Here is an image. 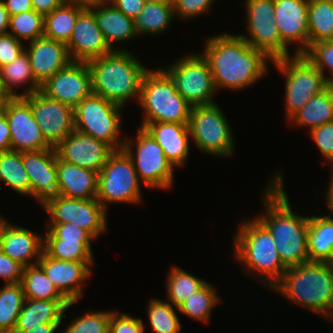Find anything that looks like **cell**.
<instances>
[{
	"mask_svg": "<svg viewBox=\"0 0 333 333\" xmlns=\"http://www.w3.org/2000/svg\"><path fill=\"white\" fill-rule=\"evenodd\" d=\"M141 184L130 156L123 148L114 150L98 173L96 199L107 211L110 203L141 204Z\"/></svg>",
	"mask_w": 333,
	"mask_h": 333,
	"instance_id": "9",
	"label": "cell"
},
{
	"mask_svg": "<svg viewBox=\"0 0 333 333\" xmlns=\"http://www.w3.org/2000/svg\"><path fill=\"white\" fill-rule=\"evenodd\" d=\"M172 3L146 1L140 14L134 18L137 35H159L167 30L174 20Z\"/></svg>",
	"mask_w": 333,
	"mask_h": 333,
	"instance_id": "32",
	"label": "cell"
},
{
	"mask_svg": "<svg viewBox=\"0 0 333 333\" xmlns=\"http://www.w3.org/2000/svg\"><path fill=\"white\" fill-rule=\"evenodd\" d=\"M331 168V177L329 178V183H328V188L327 190L324 192L325 194V201H326V206L329 210L330 215H333V165L330 166Z\"/></svg>",
	"mask_w": 333,
	"mask_h": 333,
	"instance_id": "57",
	"label": "cell"
},
{
	"mask_svg": "<svg viewBox=\"0 0 333 333\" xmlns=\"http://www.w3.org/2000/svg\"><path fill=\"white\" fill-rule=\"evenodd\" d=\"M233 241V256L244 266V271H253L252 276L270 289L282 278L287 267L269 230L256 217L242 221Z\"/></svg>",
	"mask_w": 333,
	"mask_h": 333,
	"instance_id": "5",
	"label": "cell"
},
{
	"mask_svg": "<svg viewBox=\"0 0 333 333\" xmlns=\"http://www.w3.org/2000/svg\"><path fill=\"white\" fill-rule=\"evenodd\" d=\"M147 317L154 333H180L182 324L179 322L174 306L159 298L149 299Z\"/></svg>",
	"mask_w": 333,
	"mask_h": 333,
	"instance_id": "40",
	"label": "cell"
},
{
	"mask_svg": "<svg viewBox=\"0 0 333 333\" xmlns=\"http://www.w3.org/2000/svg\"><path fill=\"white\" fill-rule=\"evenodd\" d=\"M55 151L63 161L99 173L114 150L108 144L74 129L55 147Z\"/></svg>",
	"mask_w": 333,
	"mask_h": 333,
	"instance_id": "19",
	"label": "cell"
},
{
	"mask_svg": "<svg viewBox=\"0 0 333 333\" xmlns=\"http://www.w3.org/2000/svg\"><path fill=\"white\" fill-rule=\"evenodd\" d=\"M272 64L284 75L286 121L302 109L314 95L328 86L325 76L303 54L280 58Z\"/></svg>",
	"mask_w": 333,
	"mask_h": 333,
	"instance_id": "8",
	"label": "cell"
},
{
	"mask_svg": "<svg viewBox=\"0 0 333 333\" xmlns=\"http://www.w3.org/2000/svg\"><path fill=\"white\" fill-rule=\"evenodd\" d=\"M57 194L68 198H97L98 173L57 157Z\"/></svg>",
	"mask_w": 333,
	"mask_h": 333,
	"instance_id": "26",
	"label": "cell"
},
{
	"mask_svg": "<svg viewBox=\"0 0 333 333\" xmlns=\"http://www.w3.org/2000/svg\"><path fill=\"white\" fill-rule=\"evenodd\" d=\"M66 45L71 61L87 62L112 51L90 9H84L78 15L71 38Z\"/></svg>",
	"mask_w": 333,
	"mask_h": 333,
	"instance_id": "22",
	"label": "cell"
},
{
	"mask_svg": "<svg viewBox=\"0 0 333 333\" xmlns=\"http://www.w3.org/2000/svg\"><path fill=\"white\" fill-rule=\"evenodd\" d=\"M215 2L216 0H173L172 6L175 16L189 20L208 13Z\"/></svg>",
	"mask_w": 333,
	"mask_h": 333,
	"instance_id": "46",
	"label": "cell"
},
{
	"mask_svg": "<svg viewBox=\"0 0 333 333\" xmlns=\"http://www.w3.org/2000/svg\"><path fill=\"white\" fill-rule=\"evenodd\" d=\"M109 2L127 17L134 19L140 14L146 0H109Z\"/></svg>",
	"mask_w": 333,
	"mask_h": 333,
	"instance_id": "51",
	"label": "cell"
},
{
	"mask_svg": "<svg viewBox=\"0 0 333 333\" xmlns=\"http://www.w3.org/2000/svg\"><path fill=\"white\" fill-rule=\"evenodd\" d=\"M25 51L35 80L40 85L71 62L67 45L45 36L30 41Z\"/></svg>",
	"mask_w": 333,
	"mask_h": 333,
	"instance_id": "23",
	"label": "cell"
},
{
	"mask_svg": "<svg viewBox=\"0 0 333 333\" xmlns=\"http://www.w3.org/2000/svg\"><path fill=\"white\" fill-rule=\"evenodd\" d=\"M142 128L161 146L166 158L176 169L185 166L190 153L188 124L158 122L145 124Z\"/></svg>",
	"mask_w": 333,
	"mask_h": 333,
	"instance_id": "25",
	"label": "cell"
},
{
	"mask_svg": "<svg viewBox=\"0 0 333 333\" xmlns=\"http://www.w3.org/2000/svg\"><path fill=\"white\" fill-rule=\"evenodd\" d=\"M174 63V64H173ZM163 70L175 83L178 93L191 107L215 103L213 76L207 60L199 53L177 59Z\"/></svg>",
	"mask_w": 333,
	"mask_h": 333,
	"instance_id": "12",
	"label": "cell"
},
{
	"mask_svg": "<svg viewBox=\"0 0 333 333\" xmlns=\"http://www.w3.org/2000/svg\"><path fill=\"white\" fill-rule=\"evenodd\" d=\"M152 2H160V3H173V0H146Z\"/></svg>",
	"mask_w": 333,
	"mask_h": 333,
	"instance_id": "60",
	"label": "cell"
},
{
	"mask_svg": "<svg viewBox=\"0 0 333 333\" xmlns=\"http://www.w3.org/2000/svg\"><path fill=\"white\" fill-rule=\"evenodd\" d=\"M303 55L325 76L329 85L333 86V40L321 41L310 45ZM329 70L331 77L326 76ZM325 73V74H324Z\"/></svg>",
	"mask_w": 333,
	"mask_h": 333,
	"instance_id": "44",
	"label": "cell"
},
{
	"mask_svg": "<svg viewBox=\"0 0 333 333\" xmlns=\"http://www.w3.org/2000/svg\"><path fill=\"white\" fill-rule=\"evenodd\" d=\"M44 239H61L63 242L94 241L95 239L75 223L45 224Z\"/></svg>",
	"mask_w": 333,
	"mask_h": 333,
	"instance_id": "45",
	"label": "cell"
},
{
	"mask_svg": "<svg viewBox=\"0 0 333 333\" xmlns=\"http://www.w3.org/2000/svg\"><path fill=\"white\" fill-rule=\"evenodd\" d=\"M6 221H7V220L4 219V217H3L2 215H0V229H1V227L5 224Z\"/></svg>",
	"mask_w": 333,
	"mask_h": 333,
	"instance_id": "61",
	"label": "cell"
},
{
	"mask_svg": "<svg viewBox=\"0 0 333 333\" xmlns=\"http://www.w3.org/2000/svg\"><path fill=\"white\" fill-rule=\"evenodd\" d=\"M92 241L63 242L44 239L43 250L52 258L64 261H94Z\"/></svg>",
	"mask_w": 333,
	"mask_h": 333,
	"instance_id": "41",
	"label": "cell"
},
{
	"mask_svg": "<svg viewBox=\"0 0 333 333\" xmlns=\"http://www.w3.org/2000/svg\"><path fill=\"white\" fill-rule=\"evenodd\" d=\"M311 139L319 149L321 156H324L325 160L329 163V166L333 165V122L325 123L322 126L309 131Z\"/></svg>",
	"mask_w": 333,
	"mask_h": 333,
	"instance_id": "48",
	"label": "cell"
},
{
	"mask_svg": "<svg viewBox=\"0 0 333 333\" xmlns=\"http://www.w3.org/2000/svg\"><path fill=\"white\" fill-rule=\"evenodd\" d=\"M124 107L91 94L73 108L74 129L108 144L113 150L123 148L121 110Z\"/></svg>",
	"mask_w": 333,
	"mask_h": 333,
	"instance_id": "7",
	"label": "cell"
},
{
	"mask_svg": "<svg viewBox=\"0 0 333 333\" xmlns=\"http://www.w3.org/2000/svg\"><path fill=\"white\" fill-rule=\"evenodd\" d=\"M11 150L10 127L6 115H0V152Z\"/></svg>",
	"mask_w": 333,
	"mask_h": 333,
	"instance_id": "54",
	"label": "cell"
},
{
	"mask_svg": "<svg viewBox=\"0 0 333 333\" xmlns=\"http://www.w3.org/2000/svg\"><path fill=\"white\" fill-rule=\"evenodd\" d=\"M0 77L3 89L9 97H23L39 91L41 88V85L35 80L26 51L10 64L1 67ZM26 84L28 87L22 93L16 91V87L22 88Z\"/></svg>",
	"mask_w": 333,
	"mask_h": 333,
	"instance_id": "30",
	"label": "cell"
},
{
	"mask_svg": "<svg viewBox=\"0 0 333 333\" xmlns=\"http://www.w3.org/2000/svg\"><path fill=\"white\" fill-rule=\"evenodd\" d=\"M0 92H5L4 89H3V86L1 84V77H0Z\"/></svg>",
	"mask_w": 333,
	"mask_h": 333,
	"instance_id": "62",
	"label": "cell"
},
{
	"mask_svg": "<svg viewBox=\"0 0 333 333\" xmlns=\"http://www.w3.org/2000/svg\"><path fill=\"white\" fill-rule=\"evenodd\" d=\"M134 139L135 148L133 139L125 137L123 149L132 159L139 181L150 189L172 188L175 167L166 158L161 146L142 127L137 129Z\"/></svg>",
	"mask_w": 333,
	"mask_h": 333,
	"instance_id": "11",
	"label": "cell"
},
{
	"mask_svg": "<svg viewBox=\"0 0 333 333\" xmlns=\"http://www.w3.org/2000/svg\"><path fill=\"white\" fill-rule=\"evenodd\" d=\"M76 302L25 299L14 331H29L44 323H63L65 312Z\"/></svg>",
	"mask_w": 333,
	"mask_h": 333,
	"instance_id": "28",
	"label": "cell"
},
{
	"mask_svg": "<svg viewBox=\"0 0 333 333\" xmlns=\"http://www.w3.org/2000/svg\"><path fill=\"white\" fill-rule=\"evenodd\" d=\"M143 319L113 310L110 314L109 333H144Z\"/></svg>",
	"mask_w": 333,
	"mask_h": 333,
	"instance_id": "47",
	"label": "cell"
},
{
	"mask_svg": "<svg viewBox=\"0 0 333 333\" xmlns=\"http://www.w3.org/2000/svg\"><path fill=\"white\" fill-rule=\"evenodd\" d=\"M282 177L276 172L268 181L262 194L264 213L256 218L272 235L283 264L291 267L309 261L308 216L293 212Z\"/></svg>",
	"mask_w": 333,
	"mask_h": 333,
	"instance_id": "2",
	"label": "cell"
},
{
	"mask_svg": "<svg viewBox=\"0 0 333 333\" xmlns=\"http://www.w3.org/2000/svg\"><path fill=\"white\" fill-rule=\"evenodd\" d=\"M271 289L292 303L333 321V263L308 261L287 267Z\"/></svg>",
	"mask_w": 333,
	"mask_h": 333,
	"instance_id": "3",
	"label": "cell"
},
{
	"mask_svg": "<svg viewBox=\"0 0 333 333\" xmlns=\"http://www.w3.org/2000/svg\"><path fill=\"white\" fill-rule=\"evenodd\" d=\"M244 4L248 34L240 36L246 42L272 61L296 55H289L288 46L281 40L274 17V0H245Z\"/></svg>",
	"mask_w": 333,
	"mask_h": 333,
	"instance_id": "13",
	"label": "cell"
},
{
	"mask_svg": "<svg viewBox=\"0 0 333 333\" xmlns=\"http://www.w3.org/2000/svg\"><path fill=\"white\" fill-rule=\"evenodd\" d=\"M37 264L70 303H77L84 295L83 287L86 281L92 276L91 268L94 261L58 260L43 250Z\"/></svg>",
	"mask_w": 333,
	"mask_h": 333,
	"instance_id": "18",
	"label": "cell"
},
{
	"mask_svg": "<svg viewBox=\"0 0 333 333\" xmlns=\"http://www.w3.org/2000/svg\"><path fill=\"white\" fill-rule=\"evenodd\" d=\"M113 310L90 311L74 319L63 333H109L110 314Z\"/></svg>",
	"mask_w": 333,
	"mask_h": 333,
	"instance_id": "43",
	"label": "cell"
},
{
	"mask_svg": "<svg viewBox=\"0 0 333 333\" xmlns=\"http://www.w3.org/2000/svg\"><path fill=\"white\" fill-rule=\"evenodd\" d=\"M10 16L7 9L4 6L2 0H0V34L8 33Z\"/></svg>",
	"mask_w": 333,
	"mask_h": 333,
	"instance_id": "58",
	"label": "cell"
},
{
	"mask_svg": "<svg viewBox=\"0 0 333 333\" xmlns=\"http://www.w3.org/2000/svg\"><path fill=\"white\" fill-rule=\"evenodd\" d=\"M62 323H44L29 331H13L12 333H55Z\"/></svg>",
	"mask_w": 333,
	"mask_h": 333,
	"instance_id": "55",
	"label": "cell"
},
{
	"mask_svg": "<svg viewBox=\"0 0 333 333\" xmlns=\"http://www.w3.org/2000/svg\"><path fill=\"white\" fill-rule=\"evenodd\" d=\"M84 9L64 3L44 16V36L67 44L71 38L78 15Z\"/></svg>",
	"mask_w": 333,
	"mask_h": 333,
	"instance_id": "34",
	"label": "cell"
},
{
	"mask_svg": "<svg viewBox=\"0 0 333 333\" xmlns=\"http://www.w3.org/2000/svg\"><path fill=\"white\" fill-rule=\"evenodd\" d=\"M287 122L303 126L310 131L325 123L333 122V86L310 98L308 103L294 114Z\"/></svg>",
	"mask_w": 333,
	"mask_h": 333,
	"instance_id": "31",
	"label": "cell"
},
{
	"mask_svg": "<svg viewBox=\"0 0 333 333\" xmlns=\"http://www.w3.org/2000/svg\"><path fill=\"white\" fill-rule=\"evenodd\" d=\"M309 46L333 40V0H308Z\"/></svg>",
	"mask_w": 333,
	"mask_h": 333,
	"instance_id": "33",
	"label": "cell"
},
{
	"mask_svg": "<svg viewBox=\"0 0 333 333\" xmlns=\"http://www.w3.org/2000/svg\"><path fill=\"white\" fill-rule=\"evenodd\" d=\"M93 12L97 25L100 28L105 41L112 50H122L115 47V43L132 41L137 37L134 19L127 17L110 2L90 8Z\"/></svg>",
	"mask_w": 333,
	"mask_h": 333,
	"instance_id": "27",
	"label": "cell"
},
{
	"mask_svg": "<svg viewBox=\"0 0 333 333\" xmlns=\"http://www.w3.org/2000/svg\"><path fill=\"white\" fill-rule=\"evenodd\" d=\"M49 214L46 224L75 223L95 240L107 230V210L96 199L68 198L57 194L42 205Z\"/></svg>",
	"mask_w": 333,
	"mask_h": 333,
	"instance_id": "14",
	"label": "cell"
},
{
	"mask_svg": "<svg viewBox=\"0 0 333 333\" xmlns=\"http://www.w3.org/2000/svg\"><path fill=\"white\" fill-rule=\"evenodd\" d=\"M166 279V296L176 310L178 307L202 288L207 281L194 276L178 266H172Z\"/></svg>",
	"mask_w": 333,
	"mask_h": 333,
	"instance_id": "35",
	"label": "cell"
},
{
	"mask_svg": "<svg viewBox=\"0 0 333 333\" xmlns=\"http://www.w3.org/2000/svg\"><path fill=\"white\" fill-rule=\"evenodd\" d=\"M9 98L5 92H0V115L4 112L5 103Z\"/></svg>",
	"mask_w": 333,
	"mask_h": 333,
	"instance_id": "59",
	"label": "cell"
},
{
	"mask_svg": "<svg viewBox=\"0 0 333 333\" xmlns=\"http://www.w3.org/2000/svg\"><path fill=\"white\" fill-rule=\"evenodd\" d=\"M218 296L216 288L207 282L195 294L184 301L177 311L196 321L209 323L211 311L221 301Z\"/></svg>",
	"mask_w": 333,
	"mask_h": 333,
	"instance_id": "39",
	"label": "cell"
},
{
	"mask_svg": "<svg viewBox=\"0 0 333 333\" xmlns=\"http://www.w3.org/2000/svg\"><path fill=\"white\" fill-rule=\"evenodd\" d=\"M87 64L93 94L123 107L132 97L139 101L142 81L149 69L132 52L112 50L87 61Z\"/></svg>",
	"mask_w": 333,
	"mask_h": 333,
	"instance_id": "4",
	"label": "cell"
},
{
	"mask_svg": "<svg viewBox=\"0 0 333 333\" xmlns=\"http://www.w3.org/2000/svg\"><path fill=\"white\" fill-rule=\"evenodd\" d=\"M47 97L73 108L92 94L91 73L87 62L71 61L41 85Z\"/></svg>",
	"mask_w": 333,
	"mask_h": 333,
	"instance_id": "17",
	"label": "cell"
},
{
	"mask_svg": "<svg viewBox=\"0 0 333 333\" xmlns=\"http://www.w3.org/2000/svg\"><path fill=\"white\" fill-rule=\"evenodd\" d=\"M188 127L191 139L202 153L223 158L235 155L234 134L216 102L192 107Z\"/></svg>",
	"mask_w": 333,
	"mask_h": 333,
	"instance_id": "10",
	"label": "cell"
},
{
	"mask_svg": "<svg viewBox=\"0 0 333 333\" xmlns=\"http://www.w3.org/2000/svg\"><path fill=\"white\" fill-rule=\"evenodd\" d=\"M3 113L10 127L11 150L30 152L53 148L45 140L30 104L23 97H10Z\"/></svg>",
	"mask_w": 333,
	"mask_h": 333,
	"instance_id": "16",
	"label": "cell"
},
{
	"mask_svg": "<svg viewBox=\"0 0 333 333\" xmlns=\"http://www.w3.org/2000/svg\"><path fill=\"white\" fill-rule=\"evenodd\" d=\"M21 284L25 299L67 300L38 264L26 267Z\"/></svg>",
	"mask_w": 333,
	"mask_h": 333,
	"instance_id": "38",
	"label": "cell"
},
{
	"mask_svg": "<svg viewBox=\"0 0 333 333\" xmlns=\"http://www.w3.org/2000/svg\"><path fill=\"white\" fill-rule=\"evenodd\" d=\"M25 42L10 33L0 34V68L13 62L25 51Z\"/></svg>",
	"mask_w": 333,
	"mask_h": 333,
	"instance_id": "49",
	"label": "cell"
},
{
	"mask_svg": "<svg viewBox=\"0 0 333 333\" xmlns=\"http://www.w3.org/2000/svg\"><path fill=\"white\" fill-rule=\"evenodd\" d=\"M107 2H109V0H65V3L77 5L83 9L94 8Z\"/></svg>",
	"mask_w": 333,
	"mask_h": 333,
	"instance_id": "56",
	"label": "cell"
},
{
	"mask_svg": "<svg viewBox=\"0 0 333 333\" xmlns=\"http://www.w3.org/2000/svg\"><path fill=\"white\" fill-rule=\"evenodd\" d=\"M33 10L46 16L65 3V0H31Z\"/></svg>",
	"mask_w": 333,
	"mask_h": 333,
	"instance_id": "52",
	"label": "cell"
},
{
	"mask_svg": "<svg viewBox=\"0 0 333 333\" xmlns=\"http://www.w3.org/2000/svg\"><path fill=\"white\" fill-rule=\"evenodd\" d=\"M202 56L207 60L216 90H245L268 73V60L239 35L228 32L206 40Z\"/></svg>",
	"mask_w": 333,
	"mask_h": 333,
	"instance_id": "1",
	"label": "cell"
},
{
	"mask_svg": "<svg viewBox=\"0 0 333 333\" xmlns=\"http://www.w3.org/2000/svg\"><path fill=\"white\" fill-rule=\"evenodd\" d=\"M23 98L30 104L45 140L52 147L55 148L74 130L72 106L51 99L40 90Z\"/></svg>",
	"mask_w": 333,
	"mask_h": 333,
	"instance_id": "15",
	"label": "cell"
},
{
	"mask_svg": "<svg viewBox=\"0 0 333 333\" xmlns=\"http://www.w3.org/2000/svg\"><path fill=\"white\" fill-rule=\"evenodd\" d=\"M9 16L33 10L31 0H2Z\"/></svg>",
	"mask_w": 333,
	"mask_h": 333,
	"instance_id": "53",
	"label": "cell"
},
{
	"mask_svg": "<svg viewBox=\"0 0 333 333\" xmlns=\"http://www.w3.org/2000/svg\"><path fill=\"white\" fill-rule=\"evenodd\" d=\"M138 103L144 113L140 127L158 122L189 124L192 107L181 97L174 81L162 68L149 69L144 75Z\"/></svg>",
	"mask_w": 333,
	"mask_h": 333,
	"instance_id": "6",
	"label": "cell"
},
{
	"mask_svg": "<svg viewBox=\"0 0 333 333\" xmlns=\"http://www.w3.org/2000/svg\"><path fill=\"white\" fill-rule=\"evenodd\" d=\"M309 261L333 263V217L308 216Z\"/></svg>",
	"mask_w": 333,
	"mask_h": 333,
	"instance_id": "29",
	"label": "cell"
},
{
	"mask_svg": "<svg viewBox=\"0 0 333 333\" xmlns=\"http://www.w3.org/2000/svg\"><path fill=\"white\" fill-rule=\"evenodd\" d=\"M25 300L21 282L0 289V333H12Z\"/></svg>",
	"mask_w": 333,
	"mask_h": 333,
	"instance_id": "37",
	"label": "cell"
},
{
	"mask_svg": "<svg viewBox=\"0 0 333 333\" xmlns=\"http://www.w3.org/2000/svg\"><path fill=\"white\" fill-rule=\"evenodd\" d=\"M26 267L23 263L12 260L0 249V279L4 280L5 284L21 282Z\"/></svg>",
	"mask_w": 333,
	"mask_h": 333,
	"instance_id": "50",
	"label": "cell"
},
{
	"mask_svg": "<svg viewBox=\"0 0 333 333\" xmlns=\"http://www.w3.org/2000/svg\"><path fill=\"white\" fill-rule=\"evenodd\" d=\"M43 245V234L39 235L27 228L13 225L8 220L0 229L1 251L12 260L26 266L37 264L43 252Z\"/></svg>",
	"mask_w": 333,
	"mask_h": 333,
	"instance_id": "24",
	"label": "cell"
},
{
	"mask_svg": "<svg viewBox=\"0 0 333 333\" xmlns=\"http://www.w3.org/2000/svg\"><path fill=\"white\" fill-rule=\"evenodd\" d=\"M8 33L16 39L33 41L44 36V16L35 10L10 16Z\"/></svg>",
	"mask_w": 333,
	"mask_h": 333,
	"instance_id": "42",
	"label": "cell"
},
{
	"mask_svg": "<svg viewBox=\"0 0 333 333\" xmlns=\"http://www.w3.org/2000/svg\"><path fill=\"white\" fill-rule=\"evenodd\" d=\"M0 182L22 196L30 195V181L23 166L22 152H0Z\"/></svg>",
	"mask_w": 333,
	"mask_h": 333,
	"instance_id": "36",
	"label": "cell"
},
{
	"mask_svg": "<svg viewBox=\"0 0 333 333\" xmlns=\"http://www.w3.org/2000/svg\"><path fill=\"white\" fill-rule=\"evenodd\" d=\"M23 166L30 181V196L41 205L57 195V154L55 148L22 152Z\"/></svg>",
	"mask_w": 333,
	"mask_h": 333,
	"instance_id": "21",
	"label": "cell"
},
{
	"mask_svg": "<svg viewBox=\"0 0 333 333\" xmlns=\"http://www.w3.org/2000/svg\"><path fill=\"white\" fill-rule=\"evenodd\" d=\"M274 17L281 40L294 54H303L309 48L308 0H274Z\"/></svg>",
	"mask_w": 333,
	"mask_h": 333,
	"instance_id": "20",
	"label": "cell"
}]
</instances>
